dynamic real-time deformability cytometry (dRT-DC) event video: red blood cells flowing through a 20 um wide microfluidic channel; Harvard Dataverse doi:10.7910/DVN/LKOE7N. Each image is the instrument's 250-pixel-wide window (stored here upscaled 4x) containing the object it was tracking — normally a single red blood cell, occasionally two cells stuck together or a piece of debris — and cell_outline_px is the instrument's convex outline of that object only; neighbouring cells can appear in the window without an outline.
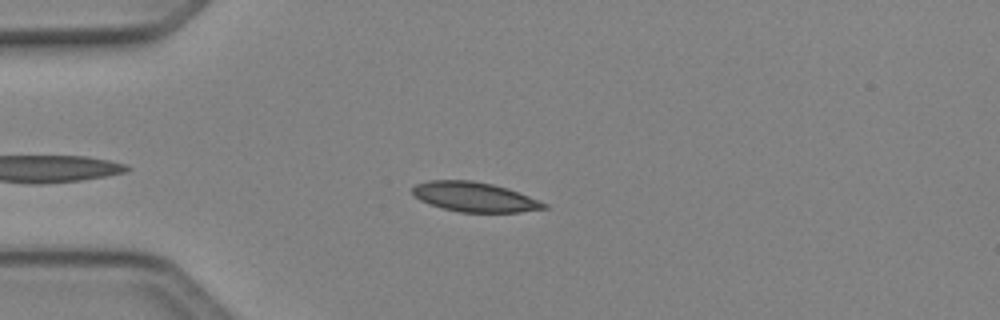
{"species": "Egyptian fruit bat (a non-hibernating species)", "species_latin": "Rousettus aegyptiacus", "temperature_condition": "cold", "stored_images_in_passage": 34, "camera_frame_rate_fps": 3000, "um_per_image_px": 0.085, "animal": {"sex": "female"}, "frame": {"image": 1, "passage_image": 6, "time_ms": 1.667, "image_size_px": [1000, 320], "cell_outline_px": [[548, 208], [520, 212], [460, 212], [444, 208], [420, 200], [412, 192], [412, 188], [416, 184], [428, 180], [472, 180], [492, 184], [508, 188], [548, 204]], "centroid_in_image_um": [40.35, 16.73], "position_along_channel_um": 44.6, "area_um2": 22.54}}
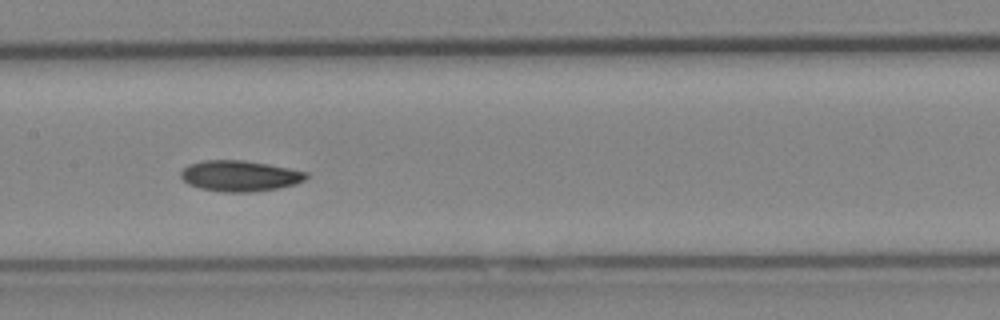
{"frame": {"image": 2, "passage_image": 18, "time_ms": 5.667, "image_size_px": [1000, 320], "cell_outline_px": [[308, 176], [304, 180], [296, 184], [276, 188], [248, 192], [224, 192], [200, 188], [188, 184], [180, 176], [180, 172], [188, 164], [204, 160], [244, 160], [268, 164], [308, 172]], "centroid_in_image_um": [20.37, 14.94], "position_along_channel_um": 187.0, "area_um2": 22.43}}
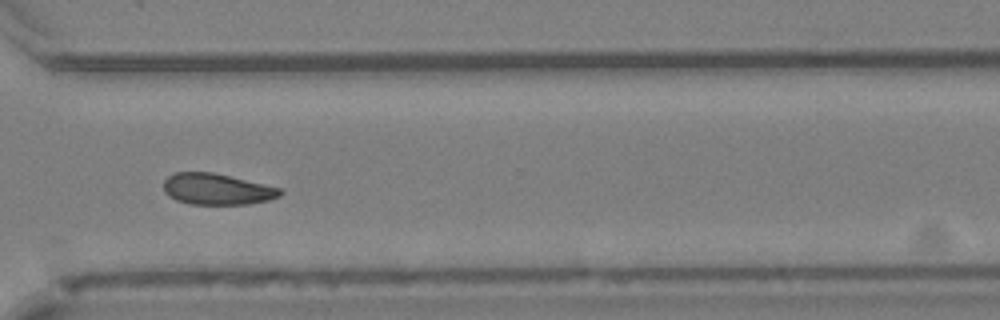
{"frame": {"image": 3, "passage_image": 30, "time_ms": 9.667, "image_size_px": [1000, 320], "cell_outline_px": [[284, 192], [280, 196], [268, 200], [248, 204], [192, 204], [176, 200], [168, 196], [164, 192], [164, 180], [168, 176], [176, 172], [212, 172], [280, 188]], "centroid_in_image_um": [18.42, 16.08], "position_along_channel_um": 352.2, "area_um2": 21.04}, "authors_computed_cell_mechanics": {"area_um2": 22.4553, "velocity_mm_per_s": 4.1222, "shape_relaxation_time_tau1_ms": 9.4656, "shape_relaxation_time_tau2_ms": null, "deformation_change_tau1": 0.1284, "deformation_change_tau2": null}}